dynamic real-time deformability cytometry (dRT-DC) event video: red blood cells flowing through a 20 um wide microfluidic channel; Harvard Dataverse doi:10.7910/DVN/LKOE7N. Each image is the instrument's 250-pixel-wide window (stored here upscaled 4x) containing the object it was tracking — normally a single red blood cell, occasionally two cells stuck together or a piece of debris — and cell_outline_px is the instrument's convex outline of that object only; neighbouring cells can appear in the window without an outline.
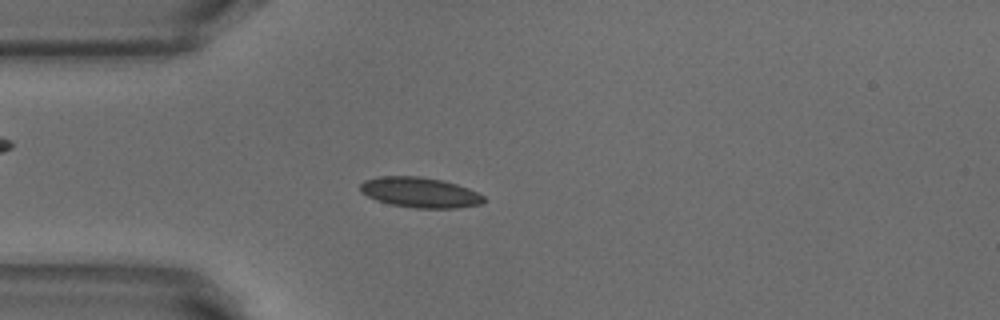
{"species": "common noctule bat (a hibernating species)", "species_latin": "Nyctalus noctula", "temperature_condition": "warm", "stored_images_in_passage": 51, "camera_frame_rate_fps": 3000, "um_per_image_px": 0.085, "animal": {"sex": "male", "body_mass_g": 18.8}, "frame": {"image": 1, "passage_image": 13, "time_ms": 4.0, "image_size_px": [1000, 320], "cell_outline_px": [[484, 200], [480, 204], [456, 208], [416, 208], [392, 204], [376, 200], [360, 192], [360, 184], [364, 180], [376, 176], [420, 176], [440, 180], [456, 184], [468, 188], [484, 196]], "centroid_in_image_um": [35.65, 16.35], "position_along_channel_um": 49.3, "area_um2": 21.68}}
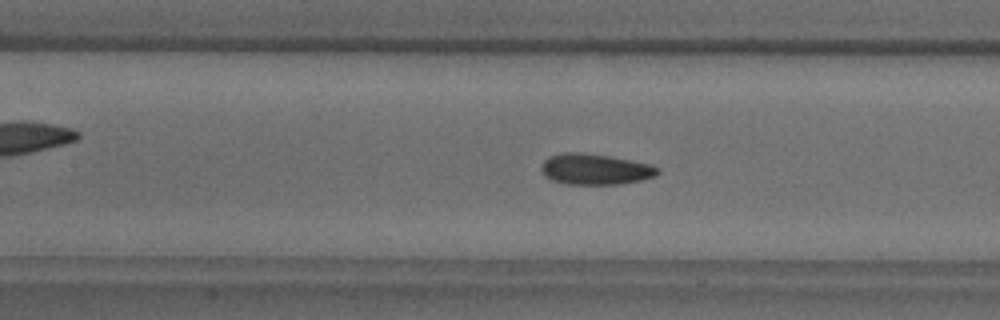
{"frame": {"image": 2, "passage_image": 22, "time_ms": 7.0, "image_size_px": [1000, 320], "cell_outline_px": [[660, 172], [656, 176], [640, 180], [620, 184], [564, 184], [552, 180], [544, 176], [540, 168], [544, 160], [548, 156], [564, 152], [580, 152], [608, 156], [648, 164], [660, 168]], "centroid_in_image_um": [50.55, 14.39], "position_along_channel_um": 156.9, "area_um2": 20.92}}
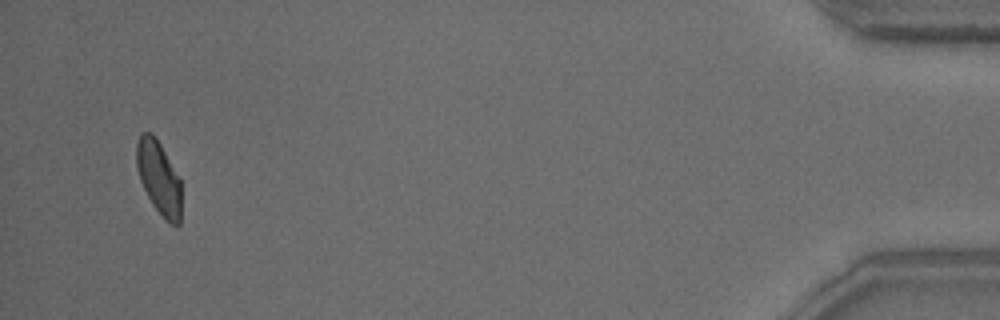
{"frame": {"image": 3, "passage_image": 49, "time_ms": 16.0, "image_size_px": [1000, 320], "cell_outline_px": [[180, 224], [172, 224], [152, 204], [140, 180], [136, 164], [136, 144], [140, 132], [152, 132], [160, 144], [180, 180]], "centroid_in_image_um": [13.47, 15.04], "position_along_channel_um": 421.7, "area_um2": 18.67}, "authors_computed_cell_mechanics": {"area_um2": 20.4034, "velocity_mm_per_s": 3.8628, "shape_relaxation_time_tau1_ms": 3.6818, "shape_relaxation_time_tau2_ms": 1.4679, "deformation_change_tau1": 0.1051, "deformation_change_tau2": 0.0651}}